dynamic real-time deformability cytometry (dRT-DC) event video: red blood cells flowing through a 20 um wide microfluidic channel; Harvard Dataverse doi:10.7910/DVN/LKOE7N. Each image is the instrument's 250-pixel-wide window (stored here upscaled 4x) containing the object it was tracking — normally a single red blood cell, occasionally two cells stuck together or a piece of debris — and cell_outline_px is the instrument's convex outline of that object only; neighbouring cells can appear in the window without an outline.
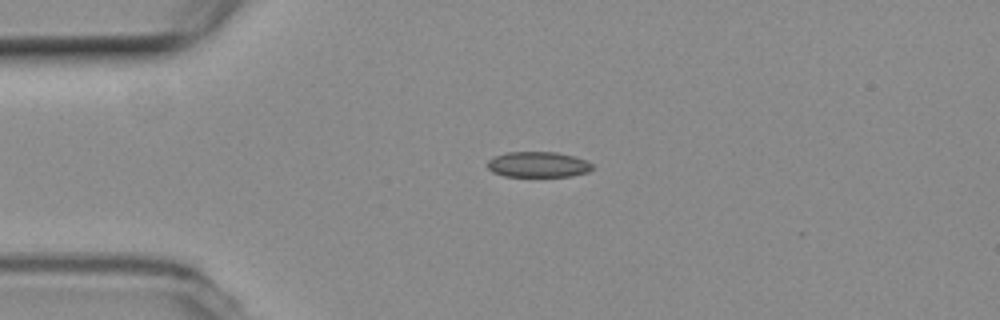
{"species": "common noctule bat (a hibernating species)", "species_latin": "Nyctalus noctula", "temperature_condition": "room temperature", "stored_images_in_passage": 42, "camera_frame_rate_fps": 3000, "um_per_image_px": 0.085, "animal": {"sex": "female", "body_mass_g": 19.3, "forearm_length_mm": 54.1}, "frame": {"image": 1, "passage_image": 1, "time_ms": 0.0, "image_size_px": [1000, 320], "cell_outline_px": [[596, 168], [588, 172], [572, 176], [504, 176], [492, 172], [488, 168], [488, 160], [492, 156], [508, 152], [556, 152], [588, 160]], "centroid_in_image_um": [45.76, 13.98], "position_along_channel_um": 39.2, "area_um2": 15.78}}
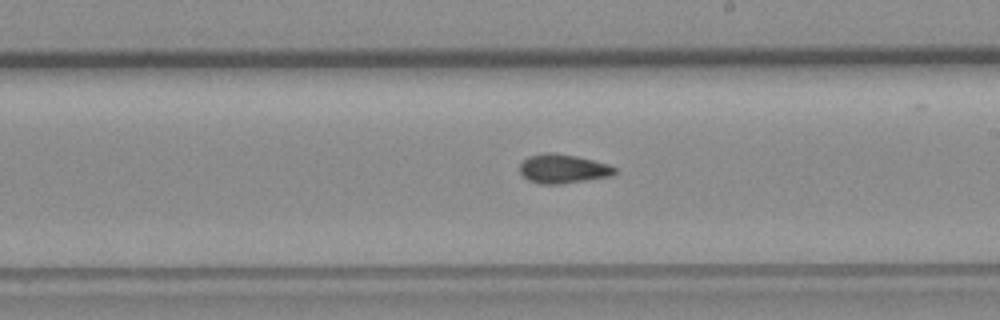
{"frame": {"image": 2, "passage_image": 19, "time_ms": 6.0, "image_size_px": [1000, 320], "cell_outline_px": [[616, 176], [560, 184], [540, 184], [528, 180], [520, 172], [520, 164], [528, 156], [548, 152], [576, 156], [608, 164], [616, 168]], "centroid_in_image_um": [47.89, 14.36], "position_along_channel_um": 241.1, "area_um2": 16.13}}
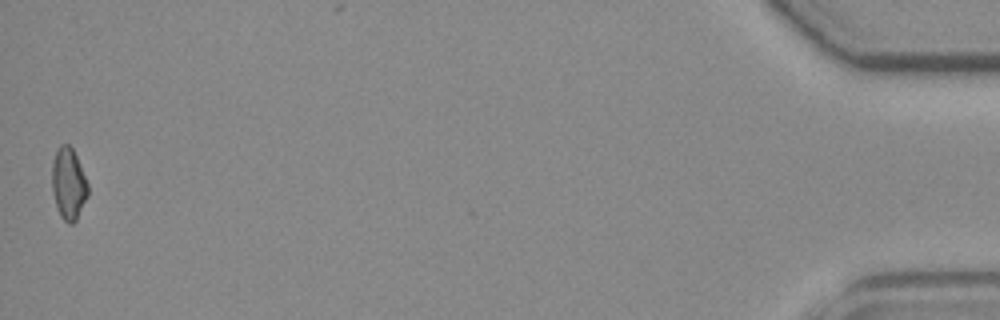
{"frame": {"image": 3, "passage_image": 42, "time_ms": 13.667, "image_size_px": [1000, 320], "cell_outline_px": [[88, 196], [76, 220], [72, 224], [68, 224], [60, 216], [56, 208], [52, 192], [52, 164], [56, 148], [60, 144], [68, 144], [72, 148], [76, 156], [88, 184]], "centroid_in_image_um": [5.8, 15.63], "position_along_channel_um": 429.4, "area_um2": 15.14}, "authors_computed_cell_mechanics": {"area_um2": 15.606, "velocity_mm_per_s": 3.8004, "shape_relaxation_time_tau1_ms": 7.4045, "shape_relaxation_time_tau2_ms": 2.1003, "deformation_change_tau1": 0.1461, "deformation_change_tau2": 0.0726}}